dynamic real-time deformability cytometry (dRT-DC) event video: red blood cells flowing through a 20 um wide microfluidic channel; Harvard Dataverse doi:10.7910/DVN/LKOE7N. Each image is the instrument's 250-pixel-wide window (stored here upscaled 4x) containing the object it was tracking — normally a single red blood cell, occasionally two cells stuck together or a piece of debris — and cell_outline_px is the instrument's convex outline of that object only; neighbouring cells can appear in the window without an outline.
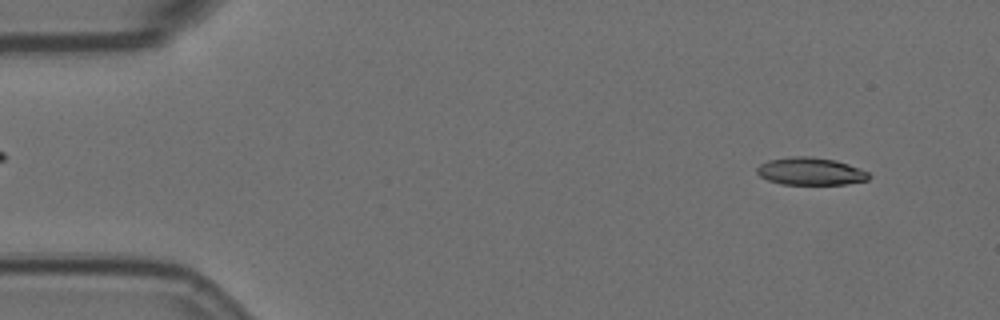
{"species": "Egyptian fruit bat (a non-hibernating species)", "species_latin": "Rousettus aegyptiacus", "temperature_condition": "room temperature", "stored_images_in_passage": 54, "camera_frame_rate_fps": 3000, "um_per_image_px": 0.085, "animal": {"sex": "female"}, "frame": {"image": 1, "passage_image": 3, "time_ms": 0.667, "image_size_px": [1000, 320], "cell_outline_px": [[872, 176], [868, 180], [844, 184], [780, 184], [768, 180], [760, 176], [756, 172], [756, 168], [760, 164], [768, 160], [792, 156], [808, 156], [836, 160], [848, 164], [868, 172]], "centroid_in_image_um": [68.88, 14.56], "position_along_channel_um": 16.1, "area_um2": 17.98}}
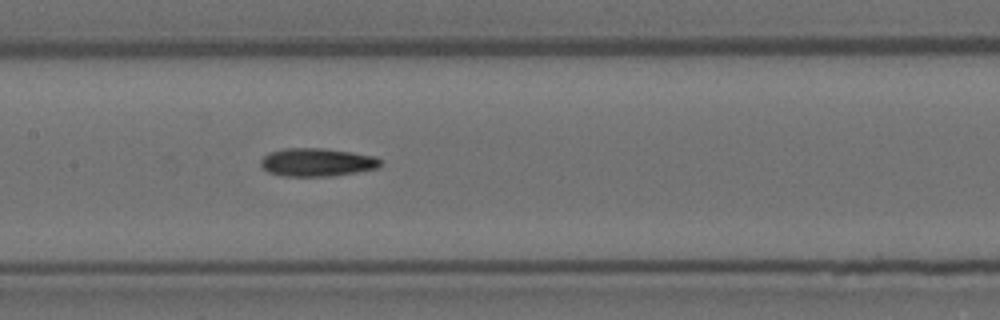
{"frame": {"image": 2, "passage_image": 25, "time_ms": 8.0, "image_size_px": [1000, 320], "cell_outline_px": [[380, 164], [376, 168], [356, 172], [332, 176], [284, 176], [268, 172], [260, 164], [260, 160], [268, 152], [284, 148], [324, 148], [352, 152], [376, 156], [380, 160]], "centroid_in_image_um": [26.91, 13.78], "position_along_channel_um": 180.5, "area_um2": 19.65}}
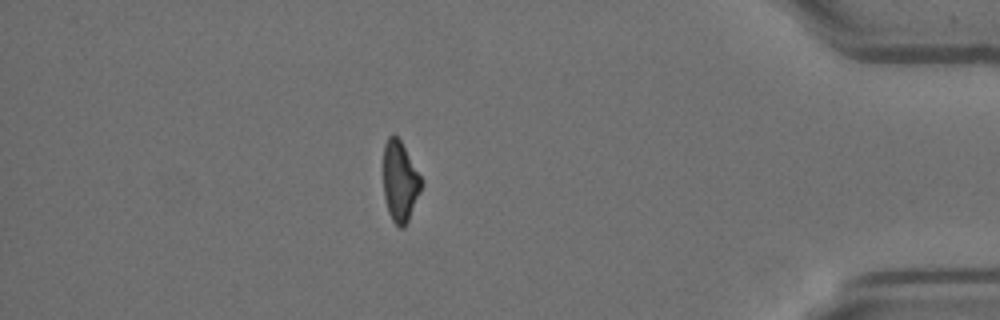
{"frame": {"image": 3, "passage_image": 47, "time_ms": 15.333, "image_size_px": [1000, 320], "cell_outline_px": [[420, 192], [408, 220], [404, 228], [400, 228], [392, 220], [388, 212], [384, 196], [384, 144], [388, 136], [392, 132], [400, 140], [420, 176]], "centroid_in_image_um": [33.97, 15.42], "position_along_channel_um": 401.2, "area_um2": 17.4}, "authors_computed_cell_mechanics": {"area_um2": 18.9584, "velocity_mm_per_s": 3.5971, "shape_relaxation_time_tau1_ms": null, "shape_relaxation_time_tau2_ms": 4.5809, "deformation_change_tau1": null, "deformation_change_tau2": 0.147}}